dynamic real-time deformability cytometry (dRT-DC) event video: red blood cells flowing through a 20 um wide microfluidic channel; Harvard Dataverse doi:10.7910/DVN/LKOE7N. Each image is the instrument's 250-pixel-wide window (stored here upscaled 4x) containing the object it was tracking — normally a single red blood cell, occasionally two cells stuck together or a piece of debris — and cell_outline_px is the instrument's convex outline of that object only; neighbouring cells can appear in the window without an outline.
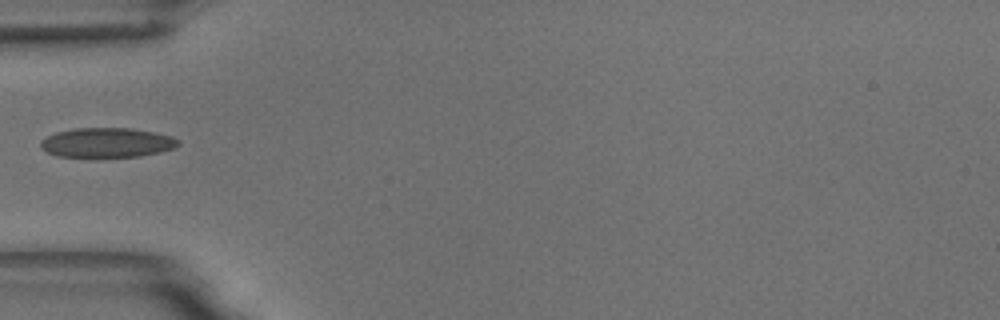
{"species": "common noctule bat (a hibernating species)", "species_latin": "Nyctalus noctula", "temperature_condition": "room temperature", "stored_images_in_passage": 22, "camera_frame_rate_fps": 3000, "um_per_image_px": 0.085, "animal": {"sex": "male", "body_mass_g": 18.8}, "frame": {"image": 1, "passage_image": 1, "time_ms": 0.0, "image_size_px": [1000, 320], "cell_outline_px": [[180, 144], [176, 148], [160, 152], [140, 156], [92, 160], [56, 156], [40, 148], [40, 140], [56, 132], [76, 128], [132, 128], [172, 136], [180, 140]], "centroid_in_image_um": [9.07, 12.17], "position_along_channel_um": 75.9, "area_um2": 24.85}}